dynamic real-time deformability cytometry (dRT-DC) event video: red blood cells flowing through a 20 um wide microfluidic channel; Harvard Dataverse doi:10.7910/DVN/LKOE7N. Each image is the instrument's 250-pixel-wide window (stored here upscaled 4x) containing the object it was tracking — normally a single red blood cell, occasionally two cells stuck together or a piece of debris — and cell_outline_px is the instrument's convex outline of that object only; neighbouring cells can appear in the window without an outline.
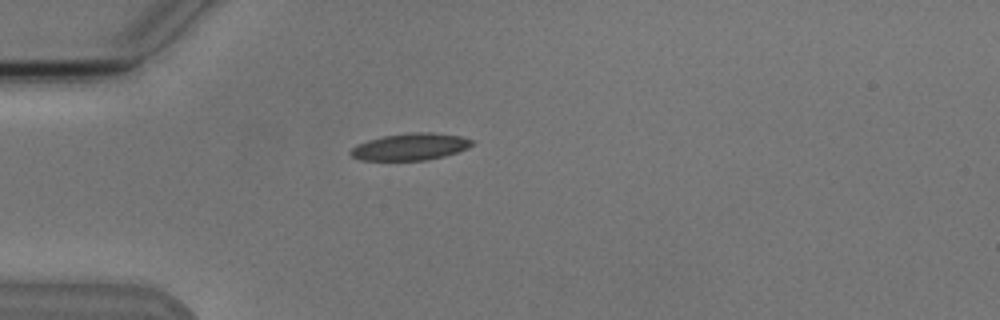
{"species": "Egyptian fruit bat (a non-hibernating species)", "species_latin": "Rousettus aegyptiacus", "temperature_condition": "cold", "stored_images_in_passage": 2, "camera_frame_rate_fps": 3000, "um_per_image_px": 0.085, "animal": {"sex": "male"}, "frame": {"image": 1, "passage_image": 1, "time_ms": 0.0, "image_size_px": [1000, 320], "cell_outline_px": [[472, 144], [468, 148], [444, 156], [428, 160], [360, 160], [352, 156], [348, 152], [356, 144], [368, 140], [384, 136], [408, 132], [432, 132], [460, 136], [472, 140]], "centroid_in_image_um": [34.85, 12.47], "position_along_channel_um": 50.2, "area_um2": 19.02}}